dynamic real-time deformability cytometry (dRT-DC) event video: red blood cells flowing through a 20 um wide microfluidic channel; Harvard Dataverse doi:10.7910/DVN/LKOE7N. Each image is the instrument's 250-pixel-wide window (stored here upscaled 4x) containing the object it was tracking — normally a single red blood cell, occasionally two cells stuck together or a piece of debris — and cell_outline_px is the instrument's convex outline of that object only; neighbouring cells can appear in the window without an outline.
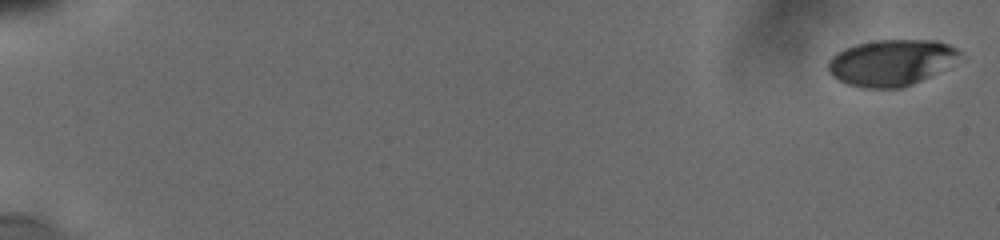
{"species": "human", "species_latin": "Homo sapiens", "temperature_condition": "cold", "stored_images_in_passage": 52, "camera_frame_rate_fps": 3000, "um_per_image_px": 0.085, "donor": {"sex": "male"}, "frame": {"image": 1, "passage_image": 1, "time_ms": 0.0, "image_size_px": [1000, 240], "cell_outline_px": [[960, 52], [936, 72], [904, 88], [864, 88], [848, 84], [832, 76], [828, 72], [828, 60], [836, 52], [844, 48], [856, 44], [876, 40], [936, 40], [948, 44], [956, 48]], "centroid_in_image_um": [75.63, 5.31], "position_along_channel_um": 9.4, "area_um2": 34.74}}
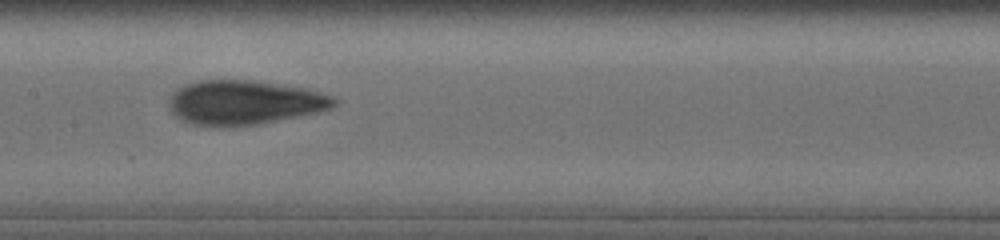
{"frame": {"image": 2, "passage_image": 29, "time_ms": 10.0, "image_size_px": [1000, 240], "cell_outline_px": [[340, 100], [336, 104], [328, 108], [316, 112], [256, 124], [220, 128], [192, 124], [180, 120], [168, 108], [168, 96], [176, 88], [184, 84], [200, 80], [252, 80], [308, 88], [332, 96]], "centroid_in_image_um": [20.69, 8.71], "position_along_channel_um": 186.7, "area_um2": 43.06}}
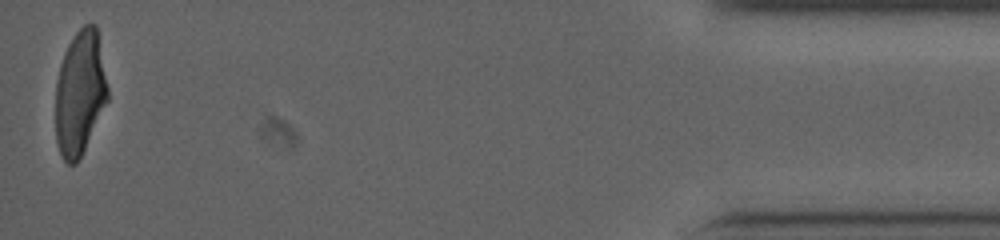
{"frame": {"image": 3, "passage_image": 52, "time_ms": 18.333, "image_size_px": [1000, 240], "cell_outline_px": [[108, 100], [76, 164], [68, 164], [64, 160], [60, 152], [56, 140], [56, 80], [60, 64], [64, 52], [68, 44], [76, 32], [84, 24], [96, 24], [108, 88]], "centroid_in_image_um": [6.78, 7.87], "position_along_channel_um": 428.4, "area_um2": 37.51}, "authors_computed_cell_mechanics": {"area_um2": 39.6219, "velocity_mm_per_s": 3.8139, "shape_relaxation_time_tau1_ms": 5.0086, "shape_relaxation_time_tau2_ms": 1.6279, "deformation_change_tau1": 0.1765, "deformation_change_tau2": 0.0797}}